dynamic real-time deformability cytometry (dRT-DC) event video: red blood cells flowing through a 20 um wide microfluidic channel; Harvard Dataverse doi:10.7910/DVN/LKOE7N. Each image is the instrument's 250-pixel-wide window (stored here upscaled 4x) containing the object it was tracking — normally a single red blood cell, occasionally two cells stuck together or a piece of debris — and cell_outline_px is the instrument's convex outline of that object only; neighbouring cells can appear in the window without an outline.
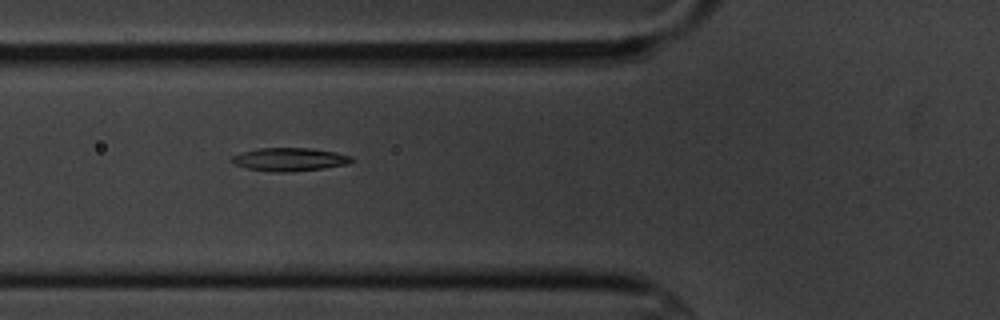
{"species": "common noctule bat (a hibernating species)", "species_latin": "Nyctalus noctula", "temperature_condition": "cold", "stored_images_in_passage": 14, "camera_frame_rate_fps": 3000, "um_per_image_px": 0.085, "animal": {"sex": "male", "body_mass_g": 20.1, "forearm_length_mm": 53.5}, "frame": {"image": 1, "passage_image": 4, "time_ms": 3.333, "image_size_px": [1000, 320], "cell_outline_px": [[352, 160], [348, 164], [324, 168], [284, 172], [272, 172], [244, 168], [232, 164], [228, 160], [232, 156], [240, 152], [260, 148], [312, 148], [352, 156]], "centroid_in_image_um": [24.51, 13.55], "position_along_channel_um": 101.3, "area_um2": 16.3}}
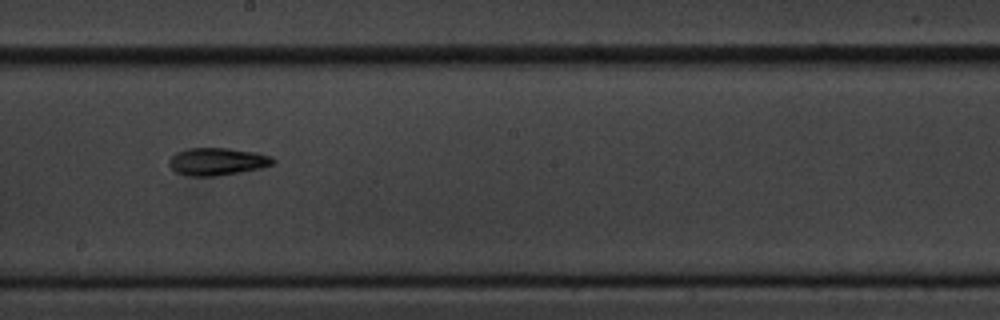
{"frame": {"image": 2, "passage_image": 7, "time_ms": 7.0, "image_size_px": [1000, 320], "cell_outline_px": [[276, 160], [272, 164], [260, 168], [240, 172], [216, 176], [192, 176], [176, 172], [168, 164], [168, 160], [176, 152], [188, 148], [228, 148], [256, 152], [272, 156]], "centroid_in_image_um": [18.46, 13.72], "position_along_channel_um": 229.7, "area_um2": 16.65}}
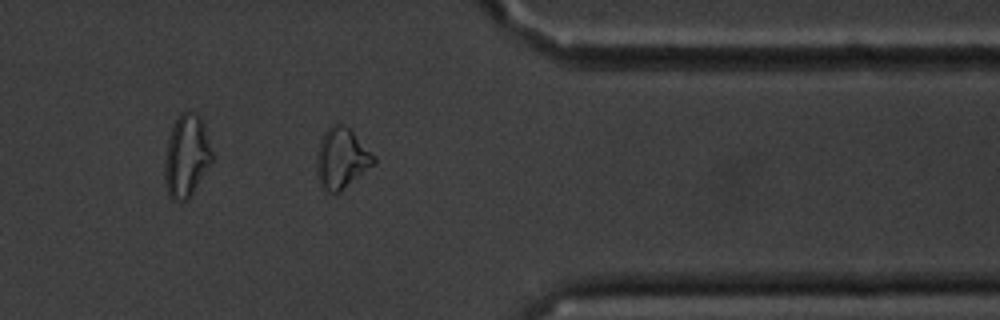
{"frame": {"image": 3, "passage_image": 11, "time_ms": 11.667, "image_size_px": [1000, 320], "cell_outline_px": [[376, 164], [340, 192], [328, 192], [320, 188], [316, 172], [316, 156], [320, 140], [324, 132], [332, 124], [344, 124], [376, 156]], "centroid_in_image_um": [29.03, 13.49], "position_along_channel_um": 382.4, "area_um2": 20.4}, "authors_computed_cell_mechanics": {"area_um2": 16.473, "velocity_mm_per_s": 3.4836, "shape_relaxation_time_tau1_ms": 5.0412, "shape_relaxation_time_tau2_ms": 7.6606, "deformation_change_tau1": 0.1339, "deformation_change_tau2": 0.1615}}